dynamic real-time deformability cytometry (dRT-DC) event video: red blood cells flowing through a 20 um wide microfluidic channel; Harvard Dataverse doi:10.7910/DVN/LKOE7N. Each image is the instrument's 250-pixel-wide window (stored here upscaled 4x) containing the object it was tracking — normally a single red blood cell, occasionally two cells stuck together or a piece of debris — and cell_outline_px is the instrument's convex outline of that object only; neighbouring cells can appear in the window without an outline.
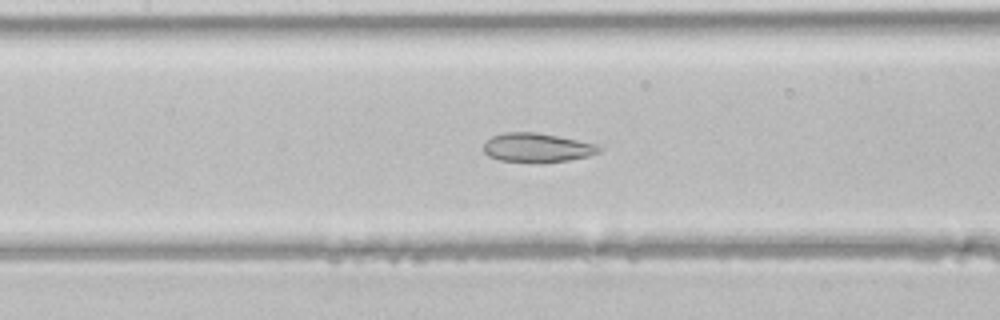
{"species": "common noctule bat (a hibernating species)", "species_latin": "Nyctalus noctula", "temperature_condition": "room temperature", "stored_images_in_passage": 43, "camera_frame_rate_fps": 3000, "um_per_image_px": 0.085, "animal": {"sex": "male", "body_mass_g": 21.5, "forearm_length_mm": 52.0}, "frame": {"image": 1, "passage_image": 21, "time_ms": 6.667, "image_size_px": [1000, 320], "cell_outline_px": [[600, 152], [588, 156], [568, 160], [540, 164], [500, 160], [488, 156], [484, 152], [484, 144], [492, 136], [504, 132], [536, 132], [596, 144], [600, 148]], "centroid_in_image_um": [45.62, 12.57], "position_along_channel_um": 161.8, "area_um2": 19.65}}
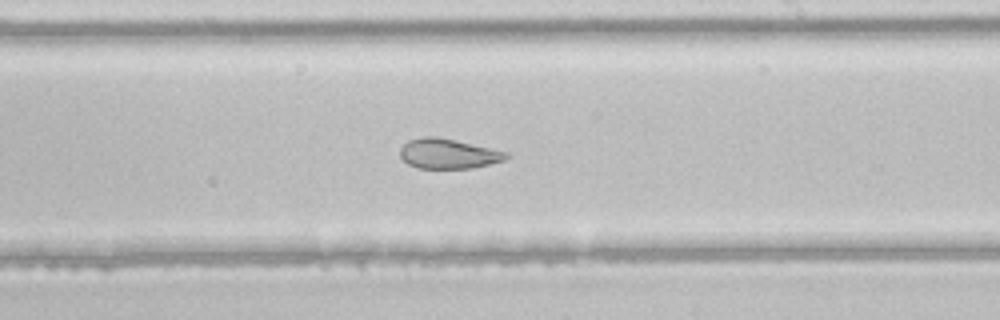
{"frame": {"image": 2, "passage_image": 27, "time_ms": 8.667, "image_size_px": [1000, 320], "cell_outline_px": [[512, 156], [504, 160], [472, 168], [420, 168], [408, 164], [400, 156], [400, 148], [408, 140], [420, 136], [436, 136], [456, 140], [508, 152]], "centroid_in_image_um": [38.1, 13.05], "position_along_channel_um": 250.9, "area_um2": 18.55}}
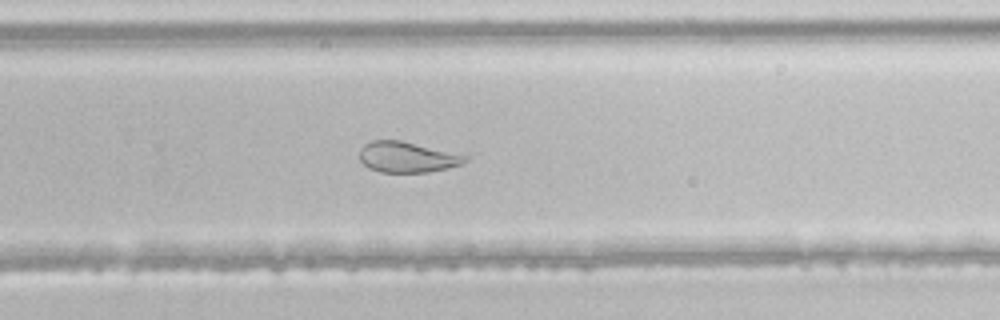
{"frame": {"image": 3, "passage_image": 30, "time_ms": 9.667, "image_size_px": [1000, 320], "cell_outline_px": [[468, 160], [464, 164], [448, 168], [428, 172], [380, 172], [368, 168], [360, 160], [360, 148], [364, 144], [372, 140], [400, 140], [468, 156]], "centroid_in_image_um": [34.6, 13.36], "position_along_channel_um": 295.2, "area_um2": 18.84}}